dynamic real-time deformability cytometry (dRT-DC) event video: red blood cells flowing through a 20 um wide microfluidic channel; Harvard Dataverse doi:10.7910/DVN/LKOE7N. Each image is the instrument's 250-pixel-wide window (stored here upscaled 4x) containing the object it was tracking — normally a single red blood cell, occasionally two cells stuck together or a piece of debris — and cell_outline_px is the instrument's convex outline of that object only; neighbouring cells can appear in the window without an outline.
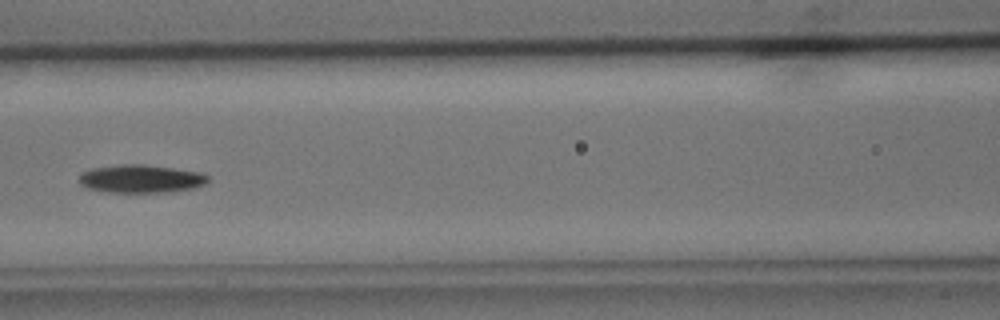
{"species": "common noctule bat (a hibernating species)", "species_latin": "Nyctalus noctula", "temperature_condition": "cold", "stored_images_in_passage": 9, "camera_frame_rate_fps": 3000, "um_per_image_px": 0.085, "animal": {"sex": "male", "body_mass_g": 15.6}, "frame": {"image": 1, "passage_image": 7, "time_ms": 7.0, "image_size_px": [1000, 320], "cell_outline_px": [[208, 180], [204, 184], [196, 188], [172, 192], [108, 192], [88, 188], [80, 184], [80, 176], [84, 172], [92, 168], [120, 164], [144, 164], [204, 172], [208, 176]], "centroid_in_image_um": [12.04, 15.19], "position_along_channel_um": 154.6, "area_um2": 21.21}}
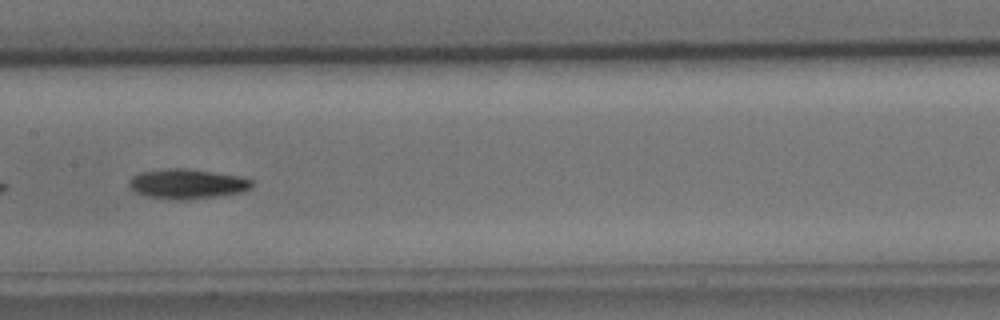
{"frame": {"image": 2, "passage_image": 8, "time_ms": 8.0, "image_size_px": [1000, 320], "cell_outline_px": [[256, 184], [252, 188], [244, 192], [216, 196], [176, 200], [148, 196], [136, 192], [128, 184], [128, 180], [132, 176], [140, 172], [168, 168], [184, 168], [244, 176], [252, 180]], "centroid_in_image_um": [15.97, 15.61], "position_along_channel_um": 191.4, "area_um2": 21.44}}
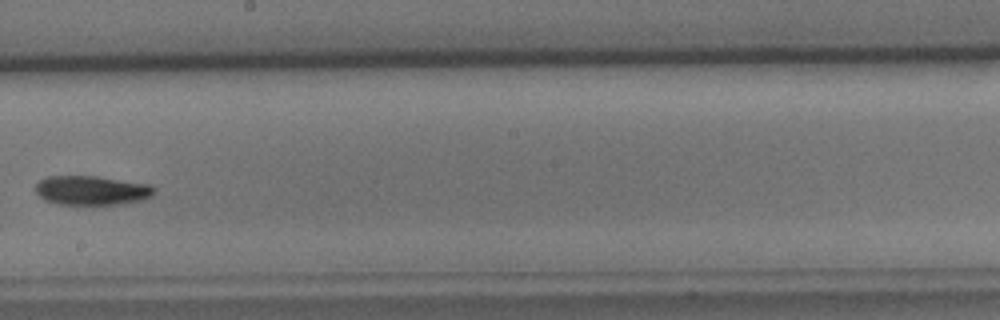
{"frame": {"image": 3, "passage_image": 9, "time_ms": 9.333, "image_size_px": [1000, 320], "cell_outline_px": [[156, 192], [152, 196], [144, 200], [120, 204], [92, 208], [60, 204], [44, 200], [36, 192], [36, 184], [40, 180], [48, 176], [96, 176], [152, 184], [156, 188]], "centroid_in_image_um": [7.85, 16.23], "position_along_channel_um": 240.3, "area_um2": 21.27}}